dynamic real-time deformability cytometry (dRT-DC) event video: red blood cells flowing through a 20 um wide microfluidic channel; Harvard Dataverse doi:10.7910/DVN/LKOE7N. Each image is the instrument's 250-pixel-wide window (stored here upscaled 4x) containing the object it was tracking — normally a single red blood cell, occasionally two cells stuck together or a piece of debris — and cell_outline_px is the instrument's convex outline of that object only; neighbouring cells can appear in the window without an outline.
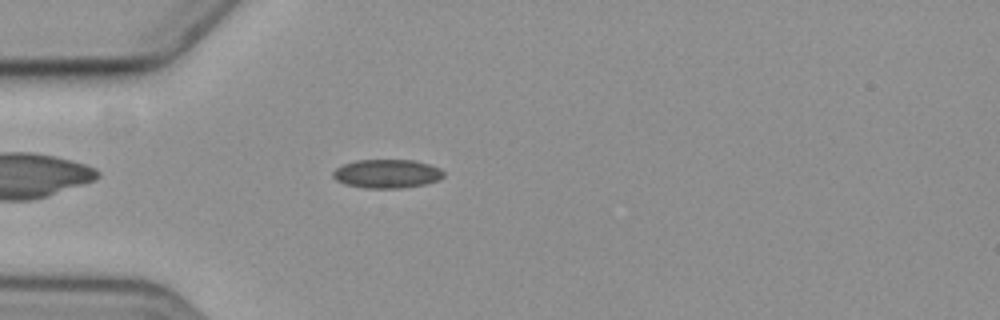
{"species": "common noctule bat (a hibernating species)", "species_latin": "Nyctalus noctula", "temperature_condition": "cold", "stored_images_in_passage": 4, "camera_frame_rate_fps": 3000, "um_per_image_px": 0.085, "animal": {"sex": "female", "body_mass_g": 19.3, "forearm_length_mm": 54.1}, "frame": {"image": 1, "passage_image": 4, "time_ms": 4.333, "image_size_px": [1000, 320], "cell_outline_px": [[444, 176], [440, 180], [424, 184], [400, 188], [364, 188], [344, 184], [336, 180], [332, 176], [332, 172], [336, 168], [344, 164], [356, 160], [412, 160], [428, 164], [440, 168], [444, 172]], "centroid_in_image_um": [32.88, 14.77], "position_along_channel_um": 52.1, "area_um2": 18.55}}